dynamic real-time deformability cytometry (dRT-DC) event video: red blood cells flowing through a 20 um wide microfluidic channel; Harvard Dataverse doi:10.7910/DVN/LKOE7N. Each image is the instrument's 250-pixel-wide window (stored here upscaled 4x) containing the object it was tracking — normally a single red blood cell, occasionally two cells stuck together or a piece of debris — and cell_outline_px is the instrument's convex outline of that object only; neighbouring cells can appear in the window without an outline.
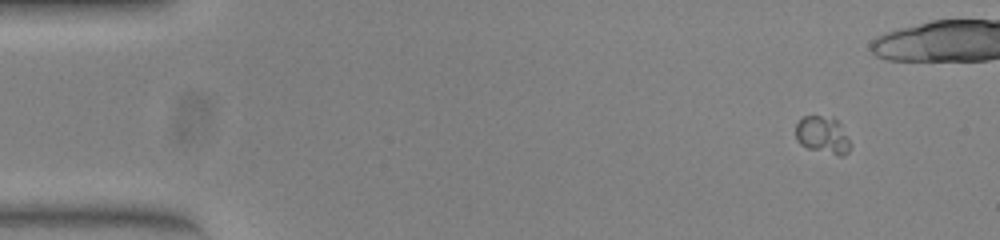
{"species": "common noctule bat (a hibernating species)", "species_latin": "Nyctalus noctula", "temperature_condition": "warm", "stored_images_in_passage": 51, "camera_frame_rate_fps": 3000, "um_per_image_px": 0.085, "animal": {"sex": "female", "body_mass_g": 23.0, "forearm_length_mm": 53.4}, "frame": {"image": 1, "passage_image": 1, "time_ms": 0.0, "image_size_px": [1000, 240], "cell_outline_px": [[852, 144], [848, 152], [844, 156], [840, 156], [808, 148], [800, 144], [796, 140], [796, 124], [804, 116], [832, 116], [840, 124]], "centroid_in_image_um": [69.94, 11.48], "position_along_channel_um": 15.1, "area_um2": 11.96}}
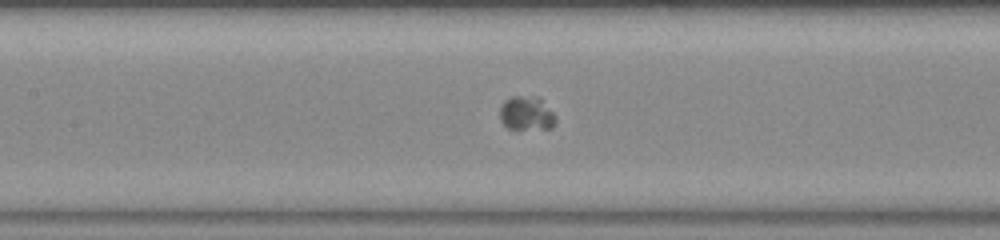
{"frame": {"image": 2, "passage_image": 21, "time_ms": 6.667, "image_size_px": [1000, 240], "cell_outline_px": [[556, 124], [552, 128], [508, 128], [500, 120], [500, 108], [504, 100], [512, 96], [536, 96], [556, 116]], "centroid_in_image_um": [44.74, 9.63], "position_along_channel_um": 162.7, "area_um2": 10.87}}
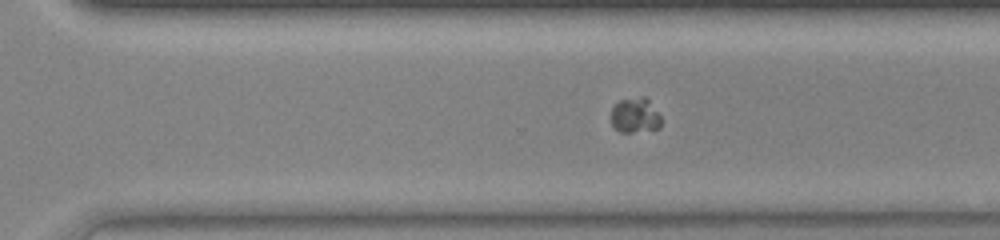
{"frame": {"image": 3, "passage_image": 33, "time_ms": 10.667, "image_size_px": [1000, 240], "cell_outline_px": [[660, 128], [632, 132], [620, 132], [612, 124], [612, 108], [620, 100], [640, 96], [644, 96], [648, 100], [660, 116]], "centroid_in_image_um": [53.98, 9.8], "position_along_channel_um": 316.6, "area_um2": 10.0}, "authors_computed_cell_mechanics": {"area_um2": 10.8664, "velocity_mm_per_s": 3.8589, "shape_relaxation_time_tau1_ms": 9.441, "shape_relaxation_time_tau2_ms": null, "deformation_change_tau1": 0.048, "deformation_change_tau2": null}}